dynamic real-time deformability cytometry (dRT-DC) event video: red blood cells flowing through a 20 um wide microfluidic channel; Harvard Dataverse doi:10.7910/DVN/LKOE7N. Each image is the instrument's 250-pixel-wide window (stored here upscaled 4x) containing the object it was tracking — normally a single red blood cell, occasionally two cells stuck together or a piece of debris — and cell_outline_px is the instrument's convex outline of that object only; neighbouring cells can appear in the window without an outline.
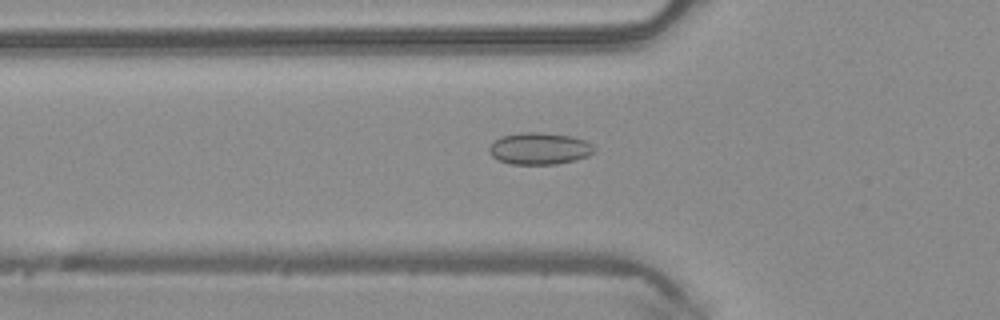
{"species": "common noctule bat (a hibernating species)", "species_latin": "Nyctalus noctula", "temperature_condition": "warm", "stored_images_in_passage": 48, "camera_frame_rate_fps": 3000, "um_per_image_px": 0.085, "animal": {"sex": "male", "body_mass_g": 20.4}, "frame": {"image": 1, "passage_image": 16, "time_ms": 5.0, "image_size_px": [1000, 320], "cell_outline_px": [[596, 152], [588, 156], [576, 160], [556, 164], [512, 164], [500, 160], [492, 156], [488, 152], [488, 148], [500, 136], [520, 132], [544, 132], [572, 136], [584, 140], [592, 144], [596, 148]], "centroid_in_image_um": [45.89, 12.62], "position_along_channel_um": 79.9, "area_um2": 19.71}}
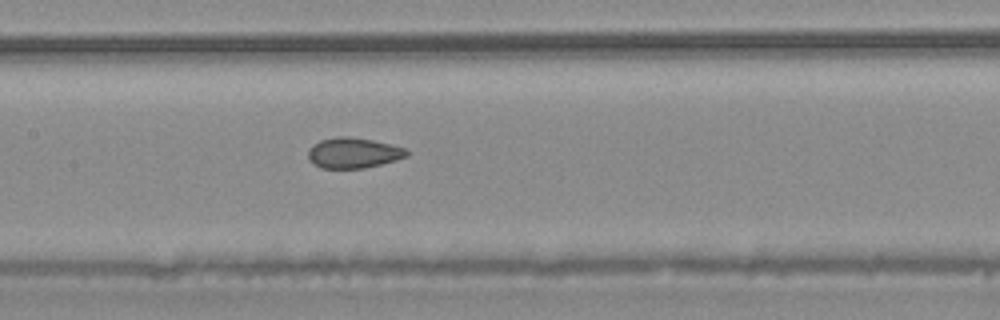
{"frame": {"image": 2, "passage_image": 23, "time_ms": 7.333, "image_size_px": [1000, 320], "cell_outline_px": [[408, 156], [396, 160], [364, 168], [320, 168], [312, 164], [308, 160], [308, 148], [312, 144], [320, 140], [336, 136], [348, 136], [372, 140], [404, 148], [408, 152]], "centroid_in_image_um": [29.96, 13.0], "position_along_channel_um": 177.4, "area_um2": 17.57}}
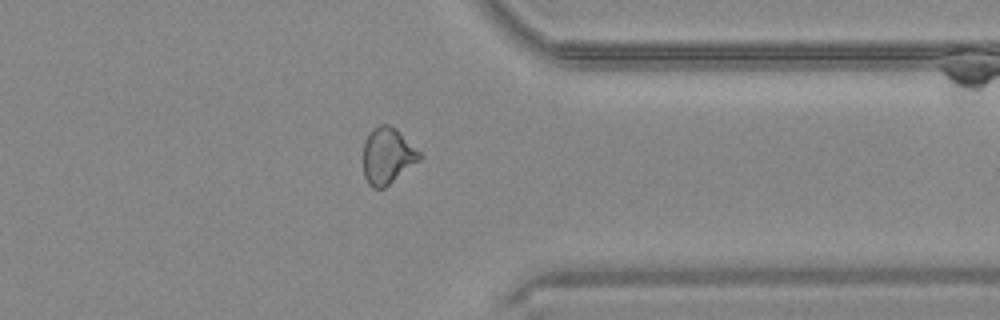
{"frame": {"image": 3, "passage_image": 38, "time_ms": 12.333, "image_size_px": [1000, 320], "cell_outline_px": [[424, 156], [420, 160], [384, 188], [372, 188], [368, 184], [364, 176], [364, 140], [368, 132], [380, 124], [388, 124], [396, 128]], "centroid_in_image_um": [32.93, 13.23], "position_along_channel_um": 378.5, "area_um2": 18.5}, "authors_computed_cell_mechanics": {"area_um2": 18.5827, "velocity_mm_per_s": 4.139, "shape_relaxation_time_tau1_ms": null, "shape_relaxation_time_tau2_ms": 1.5385, "deformation_change_tau1": null, "deformation_change_tau2": 0.0653}}